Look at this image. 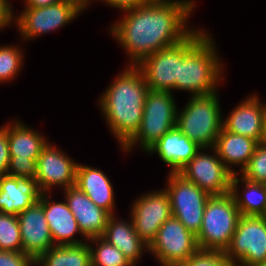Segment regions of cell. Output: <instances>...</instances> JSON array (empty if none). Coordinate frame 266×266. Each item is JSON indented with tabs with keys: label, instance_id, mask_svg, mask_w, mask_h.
<instances>
[{
	"label": "cell",
	"instance_id": "6da1fadb",
	"mask_svg": "<svg viewBox=\"0 0 266 266\" xmlns=\"http://www.w3.org/2000/svg\"><path fill=\"white\" fill-rule=\"evenodd\" d=\"M195 2L171 0L122 11L121 18L111 23L107 30L126 52V65L137 66L151 53L176 45L188 37L196 29L189 23L197 10Z\"/></svg>",
	"mask_w": 266,
	"mask_h": 266
},
{
	"label": "cell",
	"instance_id": "7a4b0ae2",
	"mask_svg": "<svg viewBox=\"0 0 266 266\" xmlns=\"http://www.w3.org/2000/svg\"><path fill=\"white\" fill-rule=\"evenodd\" d=\"M148 91L141 70L127 65L98 99V109L120 149L138 132Z\"/></svg>",
	"mask_w": 266,
	"mask_h": 266
},
{
	"label": "cell",
	"instance_id": "3957f363",
	"mask_svg": "<svg viewBox=\"0 0 266 266\" xmlns=\"http://www.w3.org/2000/svg\"><path fill=\"white\" fill-rule=\"evenodd\" d=\"M212 34L196 27L179 43L177 91L189 92V96L207 95L217 92L223 85L226 66Z\"/></svg>",
	"mask_w": 266,
	"mask_h": 266
},
{
	"label": "cell",
	"instance_id": "277c9868",
	"mask_svg": "<svg viewBox=\"0 0 266 266\" xmlns=\"http://www.w3.org/2000/svg\"><path fill=\"white\" fill-rule=\"evenodd\" d=\"M218 92L188 96L185 106L177 110L176 127L200 148H212L223 127Z\"/></svg>",
	"mask_w": 266,
	"mask_h": 266
},
{
	"label": "cell",
	"instance_id": "5b68a950",
	"mask_svg": "<svg viewBox=\"0 0 266 266\" xmlns=\"http://www.w3.org/2000/svg\"><path fill=\"white\" fill-rule=\"evenodd\" d=\"M178 103L170 91L147 92L141 125L136 135L121 149L130 153L138 147L145 153L165 133L176 126Z\"/></svg>",
	"mask_w": 266,
	"mask_h": 266
},
{
	"label": "cell",
	"instance_id": "8992f818",
	"mask_svg": "<svg viewBox=\"0 0 266 266\" xmlns=\"http://www.w3.org/2000/svg\"><path fill=\"white\" fill-rule=\"evenodd\" d=\"M240 216L230 192L210 196L204 209L200 232L196 236L199 249L225 252Z\"/></svg>",
	"mask_w": 266,
	"mask_h": 266
},
{
	"label": "cell",
	"instance_id": "52a82bcc",
	"mask_svg": "<svg viewBox=\"0 0 266 266\" xmlns=\"http://www.w3.org/2000/svg\"><path fill=\"white\" fill-rule=\"evenodd\" d=\"M46 137L18 118L7 121L10 160L6 174L36 179L37 158L49 141Z\"/></svg>",
	"mask_w": 266,
	"mask_h": 266
},
{
	"label": "cell",
	"instance_id": "ba28073f",
	"mask_svg": "<svg viewBox=\"0 0 266 266\" xmlns=\"http://www.w3.org/2000/svg\"><path fill=\"white\" fill-rule=\"evenodd\" d=\"M164 188L170 198L173 217L197 236L210 195L193 182L186 180L178 172L167 173Z\"/></svg>",
	"mask_w": 266,
	"mask_h": 266
},
{
	"label": "cell",
	"instance_id": "9c48e42d",
	"mask_svg": "<svg viewBox=\"0 0 266 266\" xmlns=\"http://www.w3.org/2000/svg\"><path fill=\"white\" fill-rule=\"evenodd\" d=\"M226 256L234 266H257L266 261V216H240Z\"/></svg>",
	"mask_w": 266,
	"mask_h": 266
},
{
	"label": "cell",
	"instance_id": "30bf717a",
	"mask_svg": "<svg viewBox=\"0 0 266 266\" xmlns=\"http://www.w3.org/2000/svg\"><path fill=\"white\" fill-rule=\"evenodd\" d=\"M79 13L72 5L61 1L45 7H24L14 15V26L23 42L52 33L71 24Z\"/></svg>",
	"mask_w": 266,
	"mask_h": 266
},
{
	"label": "cell",
	"instance_id": "8fae6325",
	"mask_svg": "<svg viewBox=\"0 0 266 266\" xmlns=\"http://www.w3.org/2000/svg\"><path fill=\"white\" fill-rule=\"evenodd\" d=\"M198 249L196 236L172 216L158 229L156 238L148 246V254L161 266H179Z\"/></svg>",
	"mask_w": 266,
	"mask_h": 266
},
{
	"label": "cell",
	"instance_id": "7c38bea8",
	"mask_svg": "<svg viewBox=\"0 0 266 266\" xmlns=\"http://www.w3.org/2000/svg\"><path fill=\"white\" fill-rule=\"evenodd\" d=\"M178 173L210 196L230 192L233 173L224 165L214 148H201Z\"/></svg>",
	"mask_w": 266,
	"mask_h": 266
},
{
	"label": "cell",
	"instance_id": "4fadbf2b",
	"mask_svg": "<svg viewBox=\"0 0 266 266\" xmlns=\"http://www.w3.org/2000/svg\"><path fill=\"white\" fill-rule=\"evenodd\" d=\"M132 202L128 215L139 238L149 246L161 225L173 216L169 195L165 188L149 189Z\"/></svg>",
	"mask_w": 266,
	"mask_h": 266
},
{
	"label": "cell",
	"instance_id": "5bb4252c",
	"mask_svg": "<svg viewBox=\"0 0 266 266\" xmlns=\"http://www.w3.org/2000/svg\"><path fill=\"white\" fill-rule=\"evenodd\" d=\"M65 153L50 141L43 147L37 158L36 174L42 193H53L55 187L63 191L75 185L78 162Z\"/></svg>",
	"mask_w": 266,
	"mask_h": 266
},
{
	"label": "cell",
	"instance_id": "9a60e30c",
	"mask_svg": "<svg viewBox=\"0 0 266 266\" xmlns=\"http://www.w3.org/2000/svg\"><path fill=\"white\" fill-rule=\"evenodd\" d=\"M259 94L252 93L243 98L232 111L223 117V128L229 132L265 141V106ZM263 101V102H262Z\"/></svg>",
	"mask_w": 266,
	"mask_h": 266
},
{
	"label": "cell",
	"instance_id": "2e32d148",
	"mask_svg": "<svg viewBox=\"0 0 266 266\" xmlns=\"http://www.w3.org/2000/svg\"><path fill=\"white\" fill-rule=\"evenodd\" d=\"M137 67L149 90L174 93L176 79H179V43L151 53Z\"/></svg>",
	"mask_w": 266,
	"mask_h": 266
},
{
	"label": "cell",
	"instance_id": "e0dca14e",
	"mask_svg": "<svg viewBox=\"0 0 266 266\" xmlns=\"http://www.w3.org/2000/svg\"><path fill=\"white\" fill-rule=\"evenodd\" d=\"M22 252L36 261L54 246L43 205L37 201L17 215Z\"/></svg>",
	"mask_w": 266,
	"mask_h": 266
},
{
	"label": "cell",
	"instance_id": "ac0fdd59",
	"mask_svg": "<svg viewBox=\"0 0 266 266\" xmlns=\"http://www.w3.org/2000/svg\"><path fill=\"white\" fill-rule=\"evenodd\" d=\"M52 195L53 193H42L39 201L43 205L54 246L86 243L87 239L80 232L77 221L69 210L66 200H60V202L59 200H53Z\"/></svg>",
	"mask_w": 266,
	"mask_h": 266
},
{
	"label": "cell",
	"instance_id": "d6986e66",
	"mask_svg": "<svg viewBox=\"0 0 266 266\" xmlns=\"http://www.w3.org/2000/svg\"><path fill=\"white\" fill-rule=\"evenodd\" d=\"M62 194L68 204L69 210L75 217L78 228L88 240L104 234L110 214L98 207L78 187L71 186L63 190Z\"/></svg>",
	"mask_w": 266,
	"mask_h": 266
},
{
	"label": "cell",
	"instance_id": "ffe728a7",
	"mask_svg": "<svg viewBox=\"0 0 266 266\" xmlns=\"http://www.w3.org/2000/svg\"><path fill=\"white\" fill-rule=\"evenodd\" d=\"M41 194L34 178L0 175L1 213L18 215L39 201Z\"/></svg>",
	"mask_w": 266,
	"mask_h": 266
},
{
	"label": "cell",
	"instance_id": "44dd1931",
	"mask_svg": "<svg viewBox=\"0 0 266 266\" xmlns=\"http://www.w3.org/2000/svg\"><path fill=\"white\" fill-rule=\"evenodd\" d=\"M201 148L175 126L165 133L144 154L158 155L169 168V173L178 172Z\"/></svg>",
	"mask_w": 266,
	"mask_h": 266
},
{
	"label": "cell",
	"instance_id": "7402d4cb",
	"mask_svg": "<svg viewBox=\"0 0 266 266\" xmlns=\"http://www.w3.org/2000/svg\"><path fill=\"white\" fill-rule=\"evenodd\" d=\"M75 186L83 191L98 207L110 215L116 214L114 187L109 177L101 169L79 162Z\"/></svg>",
	"mask_w": 266,
	"mask_h": 266
},
{
	"label": "cell",
	"instance_id": "603a6c76",
	"mask_svg": "<svg viewBox=\"0 0 266 266\" xmlns=\"http://www.w3.org/2000/svg\"><path fill=\"white\" fill-rule=\"evenodd\" d=\"M117 216L114 214L108 217L102 237L118 248L133 266H137L144 253L148 254V245L139 238L130 216L126 221Z\"/></svg>",
	"mask_w": 266,
	"mask_h": 266
},
{
	"label": "cell",
	"instance_id": "cb8c5ba5",
	"mask_svg": "<svg viewBox=\"0 0 266 266\" xmlns=\"http://www.w3.org/2000/svg\"><path fill=\"white\" fill-rule=\"evenodd\" d=\"M257 145L255 139L229 132L222 127L213 148L233 174H240L247 166ZM235 167H238V170Z\"/></svg>",
	"mask_w": 266,
	"mask_h": 266
},
{
	"label": "cell",
	"instance_id": "d4e9b609",
	"mask_svg": "<svg viewBox=\"0 0 266 266\" xmlns=\"http://www.w3.org/2000/svg\"><path fill=\"white\" fill-rule=\"evenodd\" d=\"M230 193L235 200L240 215L266 216L265 183L253 182L245 179L240 174H233Z\"/></svg>",
	"mask_w": 266,
	"mask_h": 266
},
{
	"label": "cell",
	"instance_id": "484cf974",
	"mask_svg": "<svg viewBox=\"0 0 266 266\" xmlns=\"http://www.w3.org/2000/svg\"><path fill=\"white\" fill-rule=\"evenodd\" d=\"M35 266H91V251L87 242L53 246L35 261Z\"/></svg>",
	"mask_w": 266,
	"mask_h": 266
},
{
	"label": "cell",
	"instance_id": "4316f807",
	"mask_svg": "<svg viewBox=\"0 0 266 266\" xmlns=\"http://www.w3.org/2000/svg\"><path fill=\"white\" fill-rule=\"evenodd\" d=\"M91 266H133L125 255L102 236L87 240Z\"/></svg>",
	"mask_w": 266,
	"mask_h": 266
},
{
	"label": "cell",
	"instance_id": "83f0119b",
	"mask_svg": "<svg viewBox=\"0 0 266 266\" xmlns=\"http://www.w3.org/2000/svg\"><path fill=\"white\" fill-rule=\"evenodd\" d=\"M24 49L20 45H0V85L15 80L23 69Z\"/></svg>",
	"mask_w": 266,
	"mask_h": 266
},
{
	"label": "cell",
	"instance_id": "f1b7e54d",
	"mask_svg": "<svg viewBox=\"0 0 266 266\" xmlns=\"http://www.w3.org/2000/svg\"><path fill=\"white\" fill-rule=\"evenodd\" d=\"M0 250L22 252L17 215L0 212Z\"/></svg>",
	"mask_w": 266,
	"mask_h": 266
},
{
	"label": "cell",
	"instance_id": "f546056e",
	"mask_svg": "<svg viewBox=\"0 0 266 266\" xmlns=\"http://www.w3.org/2000/svg\"><path fill=\"white\" fill-rule=\"evenodd\" d=\"M247 180L266 184V142H259L247 166L240 173Z\"/></svg>",
	"mask_w": 266,
	"mask_h": 266
},
{
	"label": "cell",
	"instance_id": "4dcf8cb0",
	"mask_svg": "<svg viewBox=\"0 0 266 266\" xmlns=\"http://www.w3.org/2000/svg\"><path fill=\"white\" fill-rule=\"evenodd\" d=\"M179 266H234L224 251L198 249Z\"/></svg>",
	"mask_w": 266,
	"mask_h": 266
},
{
	"label": "cell",
	"instance_id": "1f68e13d",
	"mask_svg": "<svg viewBox=\"0 0 266 266\" xmlns=\"http://www.w3.org/2000/svg\"><path fill=\"white\" fill-rule=\"evenodd\" d=\"M0 266H35V261L23 252L0 250Z\"/></svg>",
	"mask_w": 266,
	"mask_h": 266
},
{
	"label": "cell",
	"instance_id": "d6a6232c",
	"mask_svg": "<svg viewBox=\"0 0 266 266\" xmlns=\"http://www.w3.org/2000/svg\"><path fill=\"white\" fill-rule=\"evenodd\" d=\"M4 124L0 126V175L6 174L10 160L7 123L5 122Z\"/></svg>",
	"mask_w": 266,
	"mask_h": 266
},
{
	"label": "cell",
	"instance_id": "836d02e7",
	"mask_svg": "<svg viewBox=\"0 0 266 266\" xmlns=\"http://www.w3.org/2000/svg\"><path fill=\"white\" fill-rule=\"evenodd\" d=\"M14 6L11 0H0V32L14 25Z\"/></svg>",
	"mask_w": 266,
	"mask_h": 266
},
{
	"label": "cell",
	"instance_id": "e575fe53",
	"mask_svg": "<svg viewBox=\"0 0 266 266\" xmlns=\"http://www.w3.org/2000/svg\"><path fill=\"white\" fill-rule=\"evenodd\" d=\"M100 2L108 7L116 8L120 12L133 9L144 4L141 0H100Z\"/></svg>",
	"mask_w": 266,
	"mask_h": 266
},
{
	"label": "cell",
	"instance_id": "d590c367",
	"mask_svg": "<svg viewBox=\"0 0 266 266\" xmlns=\"http://www.w3.org/2000/svg\"><path fill=\"white\" fill-rule=\"evenodd\" d=\"M64 2L72 5L79 13H84L86 9L90 8L93 2H100V0H63ZM92 3V4H91Z\"/></svg>",
	"mask_w": 266,
	"mask_h": 266
},
{
	"label": "cell",
	"instance_id": "8d00e7d4",
	"mask_svg": "<svg viewBox=\"0 0 266 266\" xmlns=\"http://www.w3.org/2000/svg\"><path fill=\"white\" fill-rule=\"evenodd\" d=\"M24 1V2H23ZM22 3H24V7H45L48 5H53L56 3H59L63 0H23Z\"/></svg>",
	"mask_w": 266,
	"mask_h": 266
},
{
	"label": "cell",
	"instance_id": "74e56055",
	"mask_svg": "<svg viewBox=\"0 0 266 266\" xmlns=\"http://www.w3.org/2000/svg\"><path fill=\"white\" fill-rule=\"evenodd\" d=\"M144 4H151V3H163L168 2L171 0H141Z\"/></svg>",
	"mask_w": 266,
	"mask_h": 266
},
{
	"label": "cell",
	"instance_id": "f35d334b",
	"mask_svg": "<svg viewBox=\"0 0 266 266\" xmlns=\"http://www.w3.org/2000/svg\"><path fill=\"white\" fill-rule=\"evenodd\" d=\"M265 106V142H266V101L264 102Z\"/></svg>",
	"mask_w": 266,
	"mask_h": 266
},
{
	"label": "cell",
	"instance_id": "ab89813d",
	"mask_svg": "<svg viewBox=\"0 0 266 266\" xmlns=\"http://www.w3.org/2000/svg\"><path fill=\"white\" fill-rule=\"evenodd\" d=\"M257 266H266V261L261 263V264H259V265H257Z\"/></svg>",
	"mask_w": 266,
	"mask_h": 266
}]
</instances>
